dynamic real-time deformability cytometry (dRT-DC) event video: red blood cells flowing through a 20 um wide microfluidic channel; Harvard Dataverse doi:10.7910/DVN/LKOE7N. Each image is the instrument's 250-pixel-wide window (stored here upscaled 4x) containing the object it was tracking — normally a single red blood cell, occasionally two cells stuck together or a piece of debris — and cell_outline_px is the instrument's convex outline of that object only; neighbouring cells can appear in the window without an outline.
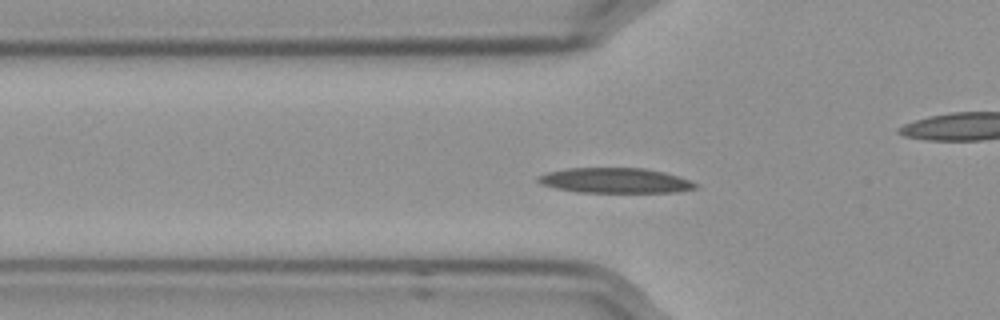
{"species": "Egyptian fruit bat (a non-hibernating species)", "species_latin": "Rousettus aegyptiacus", "temperature_condition": "cold", "stored_images_in_passage": 56, "camera_frame_rate_fps": 3000, "um_per_image_px": 0.085, "frame": {"image": 1, "passage_image": 17, "time_ms": 5.333, "image_size_px": [1000, 320], "cell_outline_px": [[700, 184], [696, 188], [676, 192], [576, 192], [556, 188], [540, 184], [536, 180], [536, 176], [548, 172], [568, 168], [644, 168], [664, 172]], "centroid_in_image_um": [52.25, 15.34], "position_along_channel_um": 73.5, "area_um2": 23.0}, "authors_computed_cell_mechanics": {"area_um2": 21.7617, "velocity_mm_per_s": 3.5369, "shape_relaxation_time_tau1_ms": 8.0818, "shape_relaxation_time_tau2_ms": null, "deformation_change_tau1": 0.1982, "deformation_change_tau2": null}}